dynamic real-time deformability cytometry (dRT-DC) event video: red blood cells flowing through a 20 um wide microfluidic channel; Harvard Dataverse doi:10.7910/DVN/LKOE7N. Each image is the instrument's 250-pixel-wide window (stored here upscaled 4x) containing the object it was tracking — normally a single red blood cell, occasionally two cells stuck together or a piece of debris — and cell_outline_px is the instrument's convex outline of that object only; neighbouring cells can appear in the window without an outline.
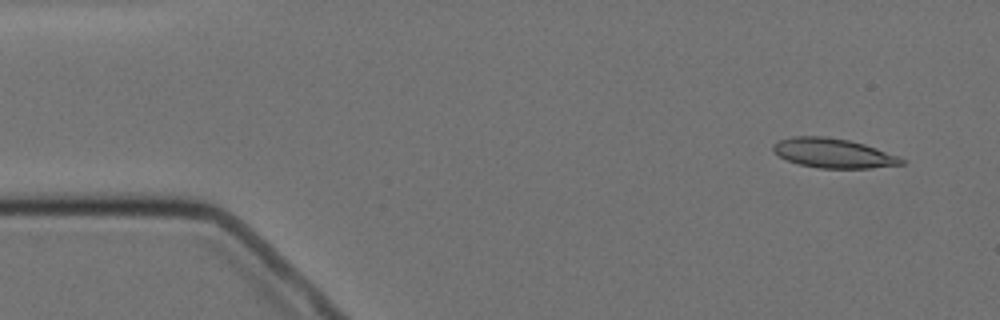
{"species": "Egyptian fruit bat (a non-hibernating species)", "species_latin": "Rousettus aegyptiacus", "temperature_condition": "cold", "stored_images_in_passage": 4, "camera_frame_rate_fps": 3000, "um_per_image_px": 0.085, "animal": {"sex": "female"}, "frame": {"image": 1, "passage_image": 2, "time_ms": 1.0, "image_size_px": [1000, 320], "cell_outline_px": [[908, 160], [904, 164], [868, 168], [816, 168], [800, 164], [788, 160], [780, 156], [772, 148], [772, 144], [780, 140], [792, 136], [824, 136], [848, 140], [864, 144], [900, 156]], "centroid_in_image_um": [70.87, 13.02], "position_along_channel_um": 14.1, "area_um2": 22.02}}